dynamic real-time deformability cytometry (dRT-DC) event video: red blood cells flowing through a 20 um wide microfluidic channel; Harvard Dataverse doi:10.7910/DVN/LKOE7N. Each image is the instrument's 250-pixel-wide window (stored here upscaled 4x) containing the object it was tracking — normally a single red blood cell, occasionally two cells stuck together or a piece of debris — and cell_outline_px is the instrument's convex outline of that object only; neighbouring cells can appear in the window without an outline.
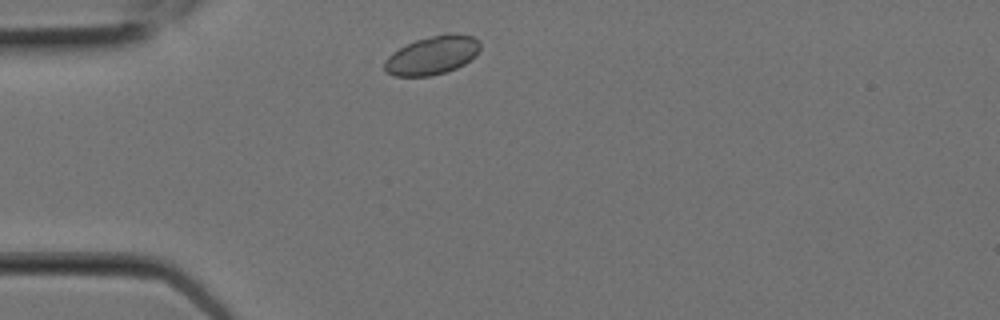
{"species": "Egyptian fruit bat (a non-hibernating species)", "species_latin": "Rousettus aegyptiacus", "temperature_condition": "room temperature", "stored_images_in_passage": 3, "camera_frame_rate_fps": 3000, "um_per_image_px": 0.085, "animal": {"sex": "female"}, "frame": {"image": 1, "passage_image": 1, "time_ms": 0.0, "image_size_px": [1000, 320], "cell_outline_px": [[480, 48], [476, 56], [464, 64], [456, 68], [432, 76], [392, 76], [384, 72], [384, 60], [392, 52], [416, 40], [448, 32], [456, 32], [472, 36], [480, 40]], "centroid_in_image_um": [36.75, 4.69], "position_along_channel_um": 48.3, "area_um2": 21.73}}
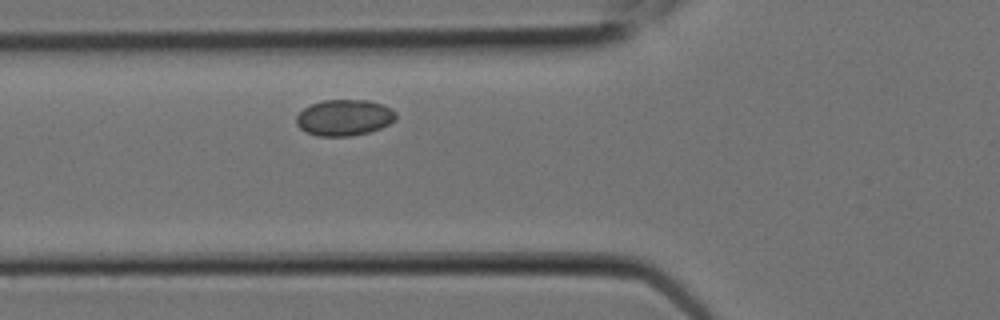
{"frame": {"image": 2, "passage_image": 3, "time_ms": 0.667, "image_size_px": [1000, 320], "cell_outline_px": [[396, 120], [380, 128], [368, 132], [348, 136], [316, 136], [304, 132], [296, 124], [296, 116], [304, 108], [312, 104], [324, 100], [368, 100], [392, 108], [396, 112]], "centroid_in_image_um": [29.25, 10.0], "position_along_channel_um": 96.6, "area_um2": 20.98}}